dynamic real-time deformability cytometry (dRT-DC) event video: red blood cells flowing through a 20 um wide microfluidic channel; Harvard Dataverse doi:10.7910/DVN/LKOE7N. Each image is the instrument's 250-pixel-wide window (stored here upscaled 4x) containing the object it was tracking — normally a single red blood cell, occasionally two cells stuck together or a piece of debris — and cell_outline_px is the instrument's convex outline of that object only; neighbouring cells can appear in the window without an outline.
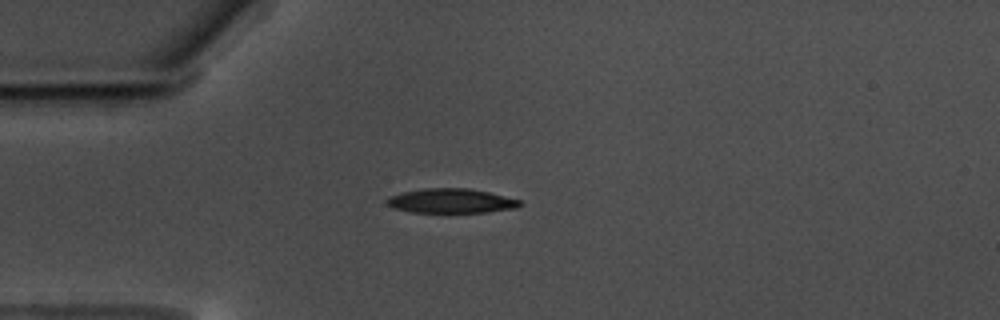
{"species": "common noctule bat (a hibernating species)", "species_latin": "Nyctalus noctula", "temperature_condition": "warm", "stored_images_in_passage": 44, "camera_frame_rate_fps": 3000, "um_per_image_px": 0.085, "animal": {"sex": "male", "body_mass_g": 17.5, "forearm_length_mm": 52.3}, "frame": {"image": 1, "passage_image": 1, "time_ms": 0.0, "image_size_px": [1000, 320], "cell_outline_px": [[524, 204], [516, 208], [484, 212], [412, 212], [396, 208], [388, 204], [384, 200], [392, 196], [404, 192], [424, 188], [468, 188], [488, 192], [520, 200]], "centroid_in_image_um": [38.38, 17.07], "position_along_channel_um": 46.6, "area_um2": 18.67}}
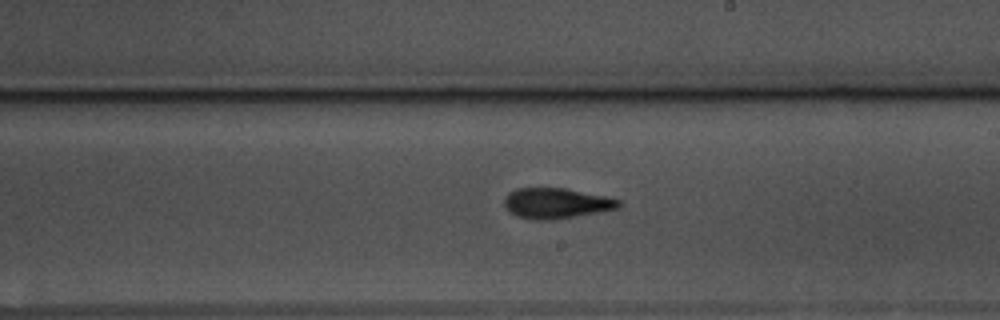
{"frame": {"image": 2, "passage_image": 19, "time_ms": 6.0, "image_size_px": [1000, 320], "cell_outline_px": [[624, 204], [620, 208], [600, 212], [552, 220], [532, 220], [516, 216], [508, 212], [504, 204], [504, 196], [508, 192], [516, 188], [564, 188], [608, 196], [620, 200]], "centroid_in_image_um": [47.29, 17.28], "position_along_channel_um": 241.7, "area_um2": 20.75}}
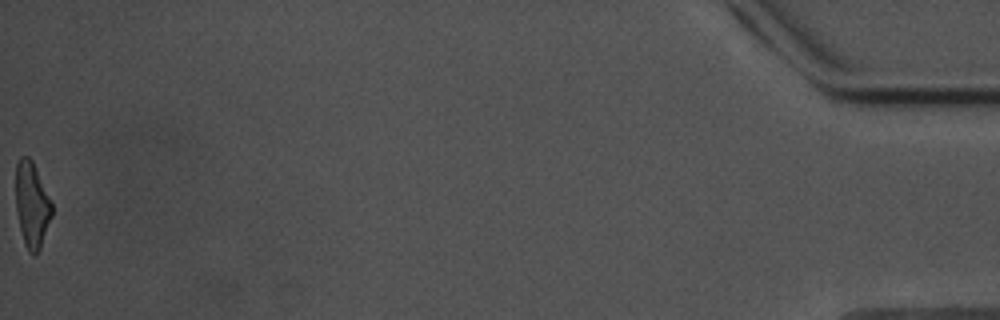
{"frame": {"image": 3, "passage_image": 44, "time_ms": 14.333, "image_size_px": [1000, 320], "cell_outline_px": [[52, 216], [40, 248], [36, 256], [32, 256], [28, 252], [24, 244], [16, 212], [16, 164], [20, 156], [28, 156], [32, 160], [52, 200]], "centroid_in_image_um": [2.72, 17.42], "position_along_channel_um": 432.5, "area_um2": 18.26}, "authors_computed_cell_mechanics": {"area_um2": 19.7387, "velocity_mm_per_s": 3.5261, "shape_relaxation_time_tau1_ms": 5.5503, "shape_relaxation_time_tau2_ms": 3.1316, "deformation_change_tau1": 0.1857, "deformation_change_tau2": 0.1239}}